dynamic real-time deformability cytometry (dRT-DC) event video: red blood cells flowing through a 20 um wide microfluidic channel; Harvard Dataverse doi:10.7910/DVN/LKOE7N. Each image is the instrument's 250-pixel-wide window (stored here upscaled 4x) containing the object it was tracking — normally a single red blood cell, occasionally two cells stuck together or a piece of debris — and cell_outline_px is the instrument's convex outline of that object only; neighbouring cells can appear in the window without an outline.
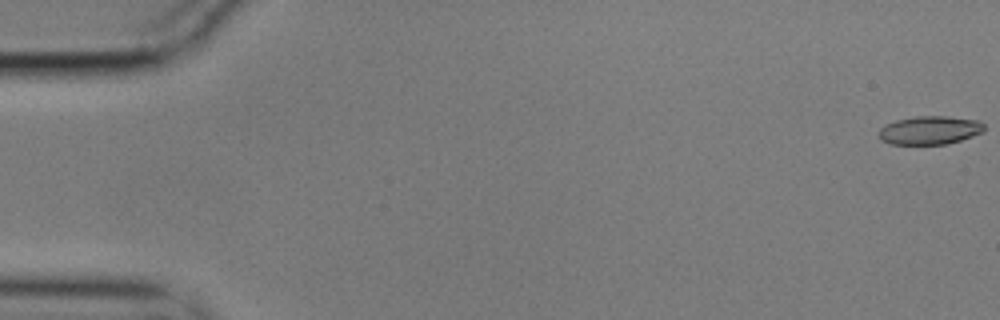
{"species": "common noctule bat (a hibernating species)", "species_latin": "Nyctalus noctula", "temperature_condition": "cold", "stored_images_in_passage": 57, "camera_frame_rate_fps": 3000, "um_per_image_px": 0.085, "animal": {"sex": "male", "body_mass_g": 17.9}, "frame": {"image": 1, "passage_image": 1, "time_ms": 0.0, "image_size_px": [1000, 320], "cell_outline_px": [[984, 132], [960, 140], [944, 144], [892, 144], [880, 140], [880, 128], [896, 120], [916, 116], [948, 116], [980, 120], [984, 124]], "centroid_in_image_um": [79.07, 11.06], "position_along_channel_um": 5.9, "area_um2": 17.4}}
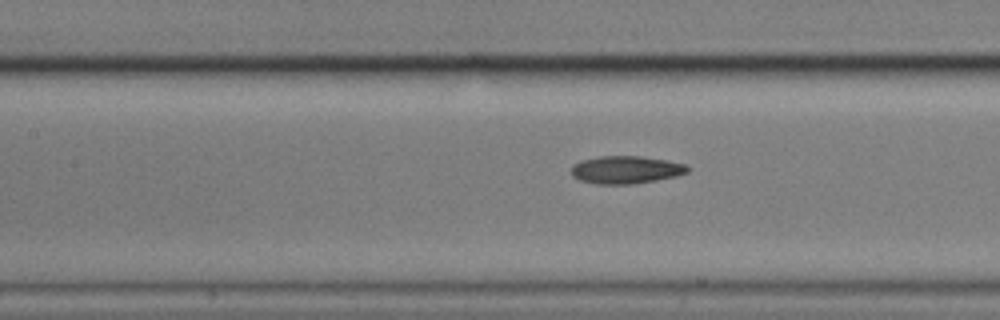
{"frame": {"image": 2, "passage_image": 26, "time_ms": 8.333, "image_size_px": [1000, 320], "cell_outline_px": [[688, 172], [676, 176], [656, 180], [632, 184], [596, 184], [580, 180], [572, 176], [572, 164], [580, 160], [600, 156], [640, 156], [664, 160], [684, 164], [688, 168]], "centroid_in_image_um": [53.15, 14.43], "position_along_channel_um": 154.2, "area_um2": 18.67}}
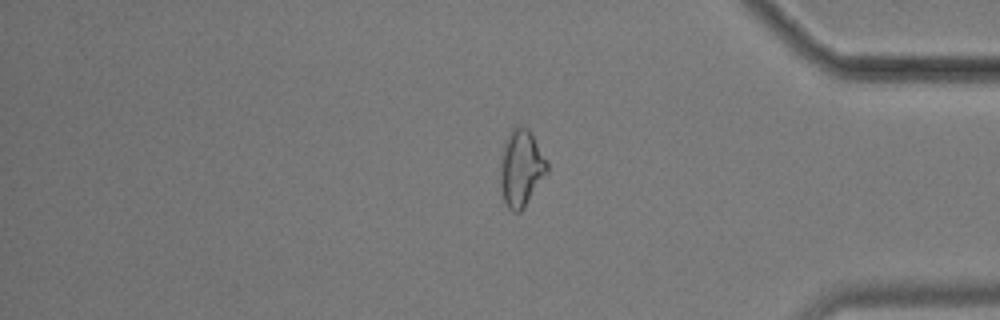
{"frame": {"image": 3, "passage_image": 48, "time_ms": 15.667, "image_size_px": [1000, 320], "cell_outline_px": [[548, 172], [524, 208], [520, 212], [512, 212], [504, 204], [500, 188], [500, 156], [504, 140], [512, 128], [516, 124], [528, 128], [548, 164]], "centroid_in_image_um": [44.26, 14.3], "position_along_channel_um": 390.9, "area_um2": 21.27}, "authors_computed_cell_mechanics": {"area_um2": 18.6694, "velocity_mm_per_s": 3.5277, "shape_relaxation_time_tau1_ms": 3.8844, "shape_relaxation_time_tau2_ms": 8.8548, "deformation_change_tau1": 0.1295, "deformation_change_tau2": 0.1845}}